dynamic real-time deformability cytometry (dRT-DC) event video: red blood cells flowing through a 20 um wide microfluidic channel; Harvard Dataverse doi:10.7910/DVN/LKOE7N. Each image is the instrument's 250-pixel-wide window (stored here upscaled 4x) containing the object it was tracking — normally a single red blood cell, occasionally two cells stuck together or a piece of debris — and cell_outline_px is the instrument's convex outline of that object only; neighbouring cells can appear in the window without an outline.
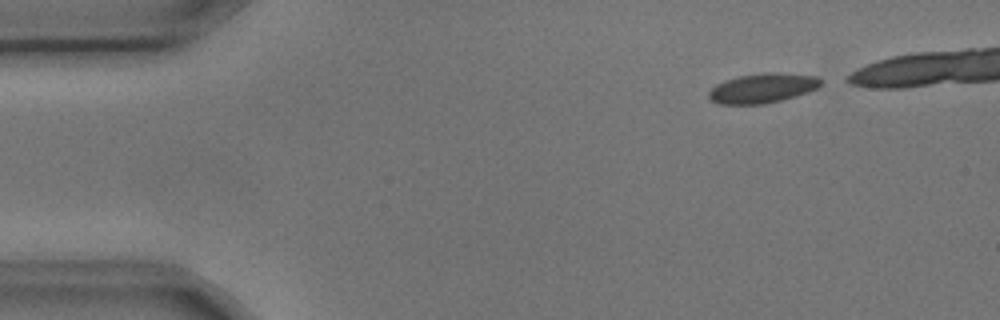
{"species": "common noctule bat (a hibernating species)", "species_latin": "Nyctalus noctula", "temperature_condition": "cold", "stored_images_in_passage": 11, "camera_frame_rate_fps": 3000, "um_per_image_px": 0.085, "animal": {"sex": "male", "body_mass_g": 17.9, "forearm_length_mm": 54.2}, "frame": {"image": 1, "passage_image": 1, "time_ms": 0.0, "image_size_px": [1000, 320], "cell_outline_px": [[820, 84], [816, 88], [808, 92], [796, 96], [764, 104], [720, 104], [712, 100], [708, 96], [708, 92], [716, 84], [724, 80], [740, 76], [776, 72], [816, 76], [820, 80]], "centroid_in_image_um": [64.79, 7.5], "position_along_channel_um": 20.2, "area_um2": 19.02}}
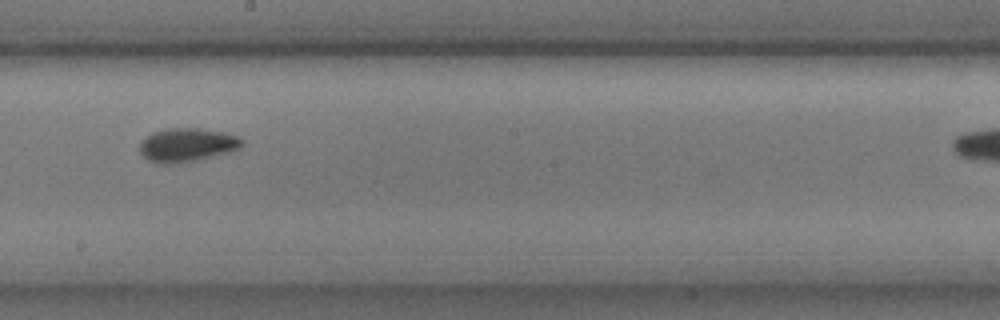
{"frame": {"image": 2, "passage_image": 7, "time_ms": 2.0, "image_size_px": [1000, 320], "cell_outline_px": [[244, 144], [240, 148], [228, 152], [196, 160], [176, 164], [156, 164], [148, 160], [140, 152], [140, 140], [152, 132], [168, 128], [200, 128], [224, 132], [240, 136], [244, 140]], "centroid_in_image_um": [15.89, 12.31], "position_along_channel_um": 232.3, "area_um2": 20.35}}
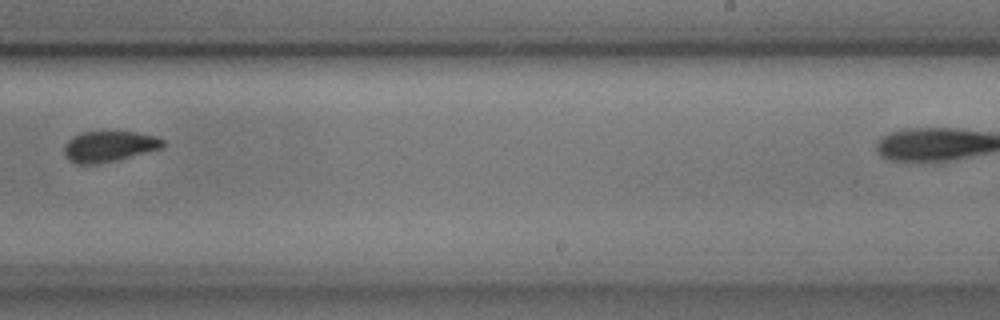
{"frame": {"image": 3, "passage_image": 8, "time_ms": 2.333, "image_size_px": [1000, 320], "cell_outline_px": [[164, 148], [116, 160], [96, 164], [76, 164], [68, 160], [64, 156], [64, 144], [72, 136], [80, 132], [136, 132], [160, 136], [164, 140]], "centroid_in_image_um": [9.28, 12.44], "position_along_channel_um": 279.7, "area_um2": 17.98}}